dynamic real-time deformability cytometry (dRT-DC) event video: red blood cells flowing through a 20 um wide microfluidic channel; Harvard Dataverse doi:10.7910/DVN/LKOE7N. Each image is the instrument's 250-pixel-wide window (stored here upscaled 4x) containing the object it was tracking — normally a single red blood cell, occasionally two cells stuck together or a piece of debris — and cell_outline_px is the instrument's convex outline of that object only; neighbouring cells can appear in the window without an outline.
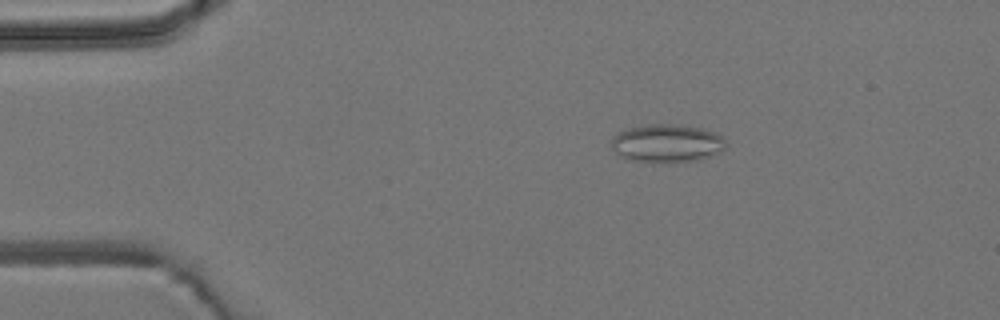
{"species": "common noctule bat (a hibernating species)", "species_latin": "Nyctalus noctula", "temperature_condition": "room temperature", "stored_images_in_passage": 4, "camera_frame_rate_fps": 3000, "um_per_image_px": 0.085, "animal": {"sex": "male", "body_mass_g": 19.2, "forearm_length_mm": 51.8}, "frame": {"image": 1, "passage_image": 3, "time_ms": 2.333, "image_size_px": [1000, 320], "cell_outline_px": [[728, 148], [720, 152], [708, 156], [692, 160], [652, 164], [628, 160], [620, 156], [612, 148], [612, 136], [628, 128], [648, 124], [668, 124], [700, 128], [716, 132], [728, 144]], "centroid_in_image_um": [56.67, 12.2], "position_along_channel_um": 28.3, "area_um2": 25.61}}